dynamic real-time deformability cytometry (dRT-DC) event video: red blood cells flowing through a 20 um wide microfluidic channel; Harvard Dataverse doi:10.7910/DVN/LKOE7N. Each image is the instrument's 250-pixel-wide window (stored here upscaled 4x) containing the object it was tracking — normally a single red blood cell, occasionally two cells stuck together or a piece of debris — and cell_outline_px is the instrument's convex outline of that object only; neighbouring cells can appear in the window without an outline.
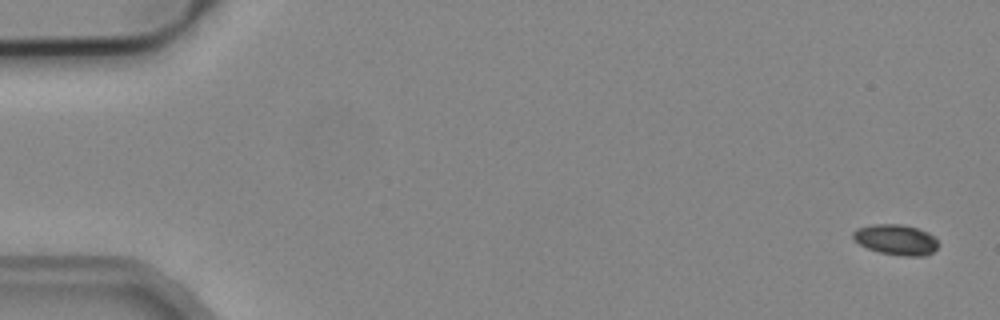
{"species": "common noctule bat (a hibernating species)", "species_latin": "Nyctalus noctula", "temperature_condition": "cold", "stored_images_in_passage": 4, "camera_frame_rate_fps": 3000, "um_per_image_px": 0.085, "animal": {"sex": "male", "body_mass_g": 19.2, "forearm_length_mm": 51.8}, "frame": {"image": 1, "passage_image": 1, "time_ms": 0.0, "image_size_px": [1000, 320], "cell_outline_px": [[940, 244], [932, 252], [924, 256], [904, 256], [880, 252], [868, 248], [860, 244], [852, 236], [852, 232], [856, 228], [876, 224], [900, 224], [916, 228], [928, 232], [936, 236]], "centroid_in_image_um": [76.2, 20.37], "position_along_channel_um": 8.8, "area_um2": 15.14}}